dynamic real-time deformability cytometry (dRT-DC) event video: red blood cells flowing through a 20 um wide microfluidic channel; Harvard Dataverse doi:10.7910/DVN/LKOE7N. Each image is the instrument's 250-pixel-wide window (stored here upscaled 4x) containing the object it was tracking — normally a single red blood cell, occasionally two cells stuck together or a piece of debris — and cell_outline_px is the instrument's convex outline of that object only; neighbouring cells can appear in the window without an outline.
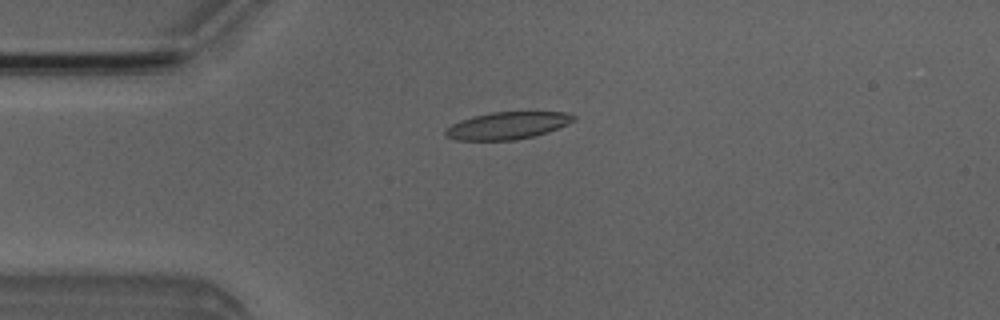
{"species": "Egyptian fruit bat (a non-hibernating species)", "species_latin": "Rousettus aegyptiacus", "temperature_condition": "room temperature", "stored_images_in_passage": 4, "camera_frame_rate_fps": 3000, "um_per_image_px": 0.085, "animal": {"sex": "male"}, "frame": {"image": 1, "passage_image": 4, "time_ms": 3.333, "image_size_px": [1000, 320], "cell_outline_px": [[576, 120], [556, 128], [532, 136], [516, 140], [456, 140], [448, 136], [444, 132], [452, 124], [460, 120], [472, 116], [488, 112], [568, 112], [576, 116]], "centroid_in_image_um": [43.12, 10.66], "position_along_channel_um": 41.9, "area_um2": 20.11}}